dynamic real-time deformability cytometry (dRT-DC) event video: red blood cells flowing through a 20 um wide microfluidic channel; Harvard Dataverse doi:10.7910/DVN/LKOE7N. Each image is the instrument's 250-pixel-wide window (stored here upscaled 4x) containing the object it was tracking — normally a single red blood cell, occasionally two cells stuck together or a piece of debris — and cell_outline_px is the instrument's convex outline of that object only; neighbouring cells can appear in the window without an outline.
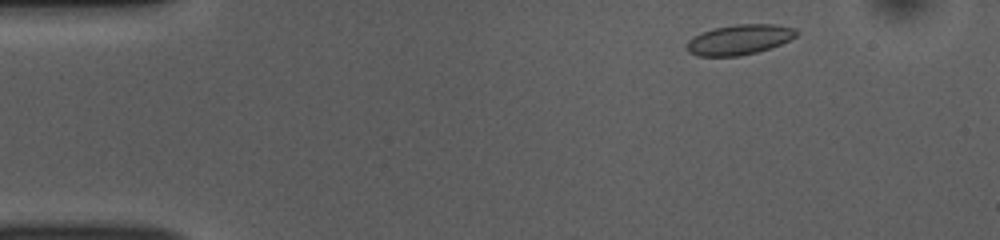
{"species": "common noctule bat (a hibernating species)", "species_latin": "Nyctalus noctula", "temperature_condition": "room temperature", "stored_images_in_passage": 48, "camera_frame_rate_fps": 3000, "um_per_image_px": 0.085, "animal": {"sex": "female", "body_mass_g": 10.0, "forearm_length_mm": 53.1}, "frame": {"image": 1, "passage_image": 3, "time_ms": 0.667, "image_size_px": [1000, 240], "cell_outline_px": [[800, 32], [796, 36], [772, 48], [740, 56], [696, 56], [688, 52], [684, 48], [684, 44], [692, 36], [700, 32], [712, 28], [736, 24], [772, 24], [796, 28]], "centroid_in_image_um": [62.78, 3.37], "position_along_channel_um": 22.2, "area_um2": 19.65}}
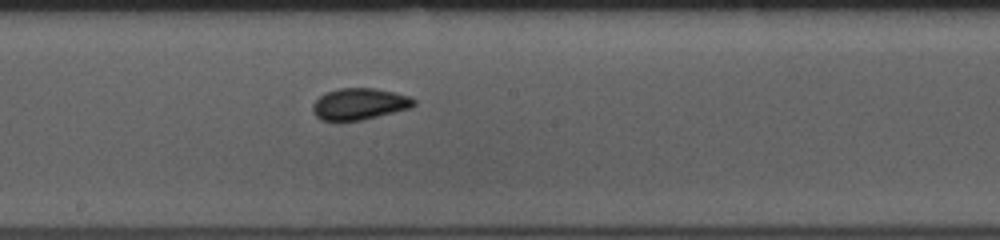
{"frame": {"image": 2, "passage_image": 24, "time_ms": 7.667, "image_size_px": [1000, 240], "cell_outline_px": [[416, 104], [412, 108], [360, 120], [340, 124], [336, 124], [320, 120], [312, 112], [312, 104], [320, 96], [328, 92], [340, 88], [376, 88], [412, 96], [416, 100]], "centroid_in_image_um": [30.53, 8.88], "position_along_channel_um": 217.7, "area_um2": 19.25}}
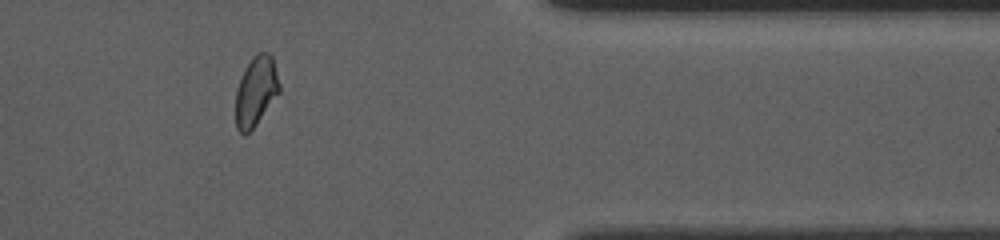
{"frame": {"image": 3, "passage_image": 39, "time_ms": 12.667, "image_size_px": [1000, 240], "cell_outline_px": [[280, 92], [256, 124], [244, 136], [236, 128], [236, 92], [244, 68], [252, 56], [256, 52], [268, 52], [272, 56], [280, 84]], "centroid_in_image_um": [21.76, 7.73], "position_along_channel_um": 389.6, "area_um2": 17.74}, "authors_computed_cell_mechanics": {"area_um2": 18.4671, "velocity_mm_per_s": 3.8658, "shape_relaxation_time_tau1_ms": 4.1735, "shape_relaxation_time_tau2_ms": 0.7097, "deformation_change_tau1": 0.0977, "deformation_change_tau2": 0.0493}}